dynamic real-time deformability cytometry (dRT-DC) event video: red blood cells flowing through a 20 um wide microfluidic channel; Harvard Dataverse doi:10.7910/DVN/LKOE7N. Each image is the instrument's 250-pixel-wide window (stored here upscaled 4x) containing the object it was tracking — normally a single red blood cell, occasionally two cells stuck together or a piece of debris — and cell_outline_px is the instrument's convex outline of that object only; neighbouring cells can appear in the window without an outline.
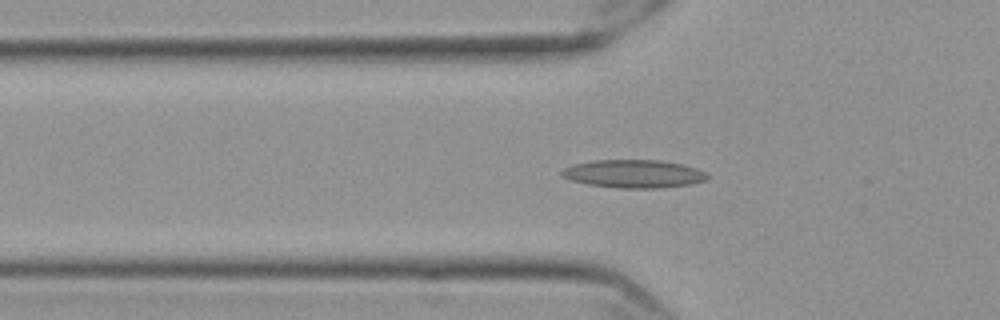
{"species": "Egyptian fruit bat (a non-hibernating species)", "species_latin": "Rousettus aegyptiacus", "temperature_condition": "cold", "stored_images_in_passage": 59, "camera_frame_rate_fps": 3000, "um_per_image_px": 0.085, "frame": {"image": 1, "passage_image": 20, "time_ms": 6.333, "image_size_px": [1000, 320], "cell_outline_px": [[708, 176], [704, 180], [692, 184], [660, 188], [616, 188], [588, 184], [572, 180], [560, 176], [560, 172], [564, 168], [572, 164], [592, 160], [656, 160], [684, 164], [696, 168], [704, 172]], "centroid_in_image_um": [53.83, 14.77], "position_along_channel_um": 72.0, "area_um2": 23.87}}
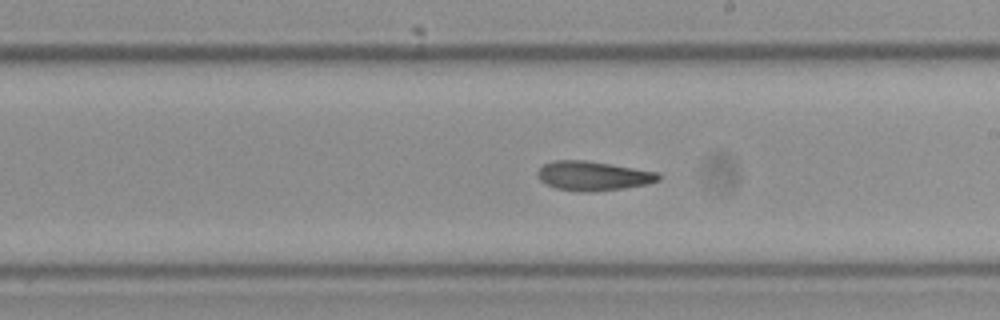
{"frame": {"image": 2, "passage_image": 34, "time_ms": 11.0, "image_size_px": [1000, 320], "cell_outline_px": [[660, 180], [648, 184], [592, 192], [580, 192], [556, 188], [540, 180], [536, 176], [536, 172], [544, 164], [552, 160], [584, 160], [660, 172]], "centroid_in_image_um": [50.4, 14.94], "position_along_channel_um": 238.6, "area_um2": 20.63}}
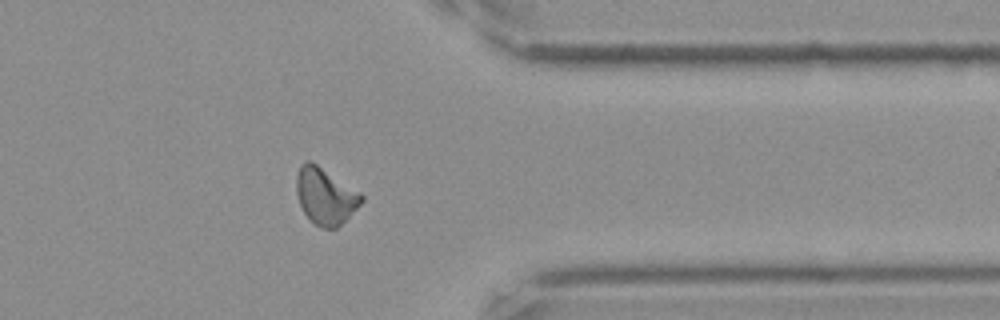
{"frame": {"image": 3, "passage_image": 47, "time_ms": 15.333, "image_size_px": [1000, 320], "cell_outline_px": [[364, 200], [336, 228], [320, 228], [304, 212], [300, 204], [296, 192], [296, 176], [300, 164], [308, 160], [312, 160], [360, 192], [364, 196]], "centroid_in_image_um": [27.64, 16.62], "position_along_channel_um": 383.8, "area_um2": 21.27}, "authors_computed_cell_mechanics": {"area_um2": 20.8658, "velocity_mm_per_s": 3.5537, "shape_relaxation_time_tau1_ms": 5.7492, "shape_relaxation_time_tau2_ms": 3.8161, "deformation_change_tau1": 0.154, "deformation_change_tau2": 0.1186}}